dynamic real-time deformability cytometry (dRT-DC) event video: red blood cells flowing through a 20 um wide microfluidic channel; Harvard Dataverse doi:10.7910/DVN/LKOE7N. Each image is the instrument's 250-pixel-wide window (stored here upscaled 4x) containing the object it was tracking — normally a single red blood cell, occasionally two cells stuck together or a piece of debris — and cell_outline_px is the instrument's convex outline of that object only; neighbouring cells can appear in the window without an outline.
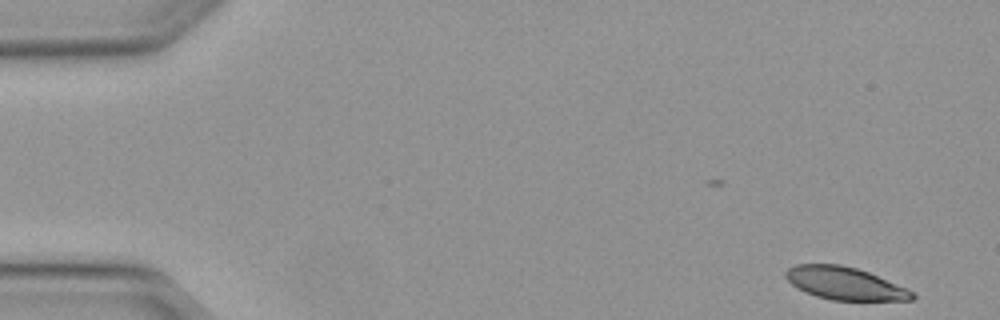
{"species": "Egyptian fruit bat (a non-hibernating species)", "species_latin": "Rousettus aegyptiacus", "temperature_condition": "warm", "stored_images_in_passage": 44, "camera_frame_rate_fps": 3000, "um_per_image_px": 0.085, "animal": {"sex": "female"}, "frame": {"image": 1, "passage_image": 1, "time_ms": 0.0, "image_size_px": [1000, 320], "cell_outline_px": [[916, 296], [912, 300], [832, 300], [816, 296], [792, 284], [784, 276], [784, 272], [788, 268], [796, 264], [840, 264], [856, 268], [868, 272], [908, 288]], "centroid_in_image_um": [71.82, 24.08], "position_along_channel_um": 13.2, "area_um2": 23.87}}
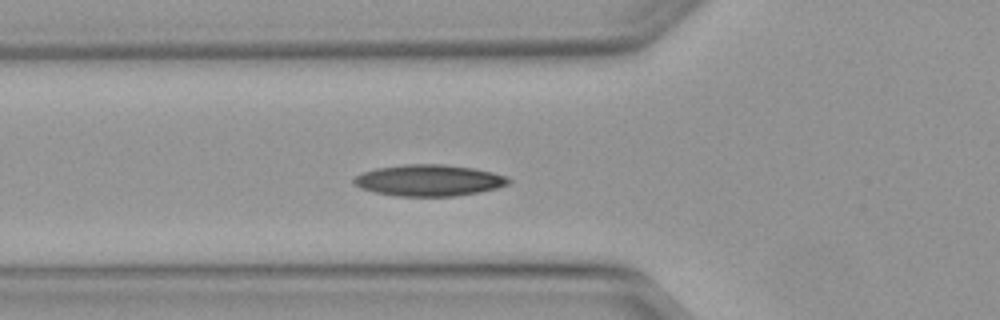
{"frame": {"image": 2, "passage_image": 16, "time_ms": 5.0, "image_size_px": [1000, 320], "cell_outline_px": [[512, 180], [508, 184], [496, 188], [480, 192], [456, 196], [396, 196], [376, 192], [360, 188], [352, 184], [352, 180], [356, 176], [364, 172], [376, 168], [404, 164], [444, 164], [472, 168], [492, 172], [508, 176]], "centroid_in_image_um": [36.46, 15.33], "position_along_channel_um": 89.3, "area_um2": 28.38}}
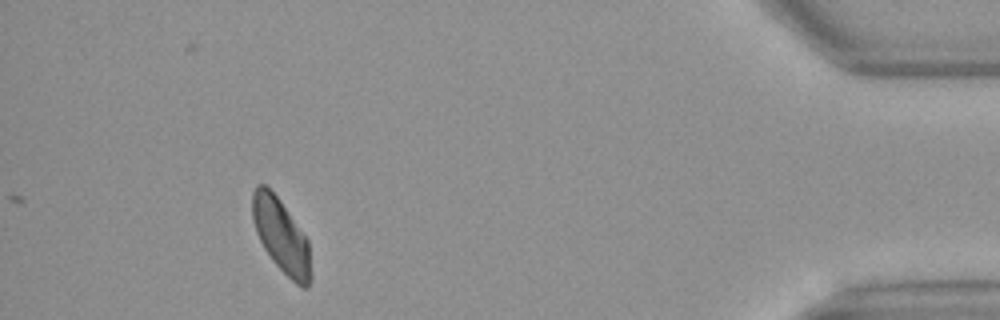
{"frame": {"image": 3, "passage_image": 44, "time_ms": 14.333, "image_size_px": [1000, 320], "cell_outline_px": [[312, 276], [308, 288], [304, 288], [296, 284], [272, 260], [264, 248], [256, 232], [252, 220], [252, 192], [256, 184], [264, 184], [280, 200], [308, 240]], "centroid_in_image_um": [23.9, 20.05], "position_along_channel_um": 411.3, "area_um2": 25.03}, "authors_computed_cell_mechanics": {"area_um2": 26.2412, "velocity_mm_per_s": 4.0957, "shape_relaxation_time_tau1_ms": 5.972, "shape_relaxation_time_tau2_ms": 4.4807, "deformation_change_tau1": 0.1463, "deformation_change_tau2": 0.0902}}